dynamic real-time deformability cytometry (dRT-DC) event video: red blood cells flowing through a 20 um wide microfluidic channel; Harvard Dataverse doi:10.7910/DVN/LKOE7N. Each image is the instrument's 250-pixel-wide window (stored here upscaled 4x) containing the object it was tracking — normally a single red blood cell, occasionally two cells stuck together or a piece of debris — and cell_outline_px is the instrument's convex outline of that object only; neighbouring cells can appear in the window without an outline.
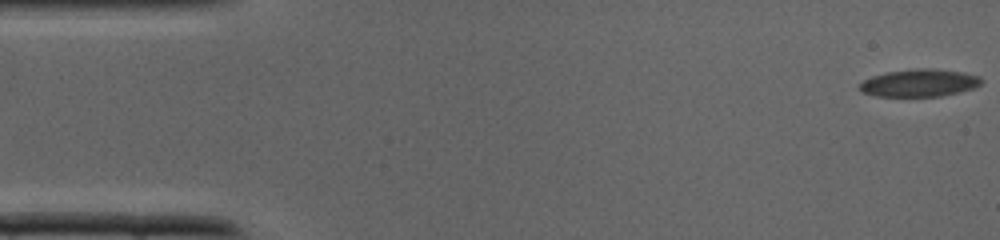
{"species": "common noctule bat (a hibernating species)", "species_latin": "Nyctalus noctula", "temperature_condition": "cold", "stored_images_in_passage": 41, "segment_of_instrument_passage": [1, 2], "camera_frame_rate_fps": 3000, "um_per_image_px": 0.085, "animal": {"sex": "male", "body_mass_g": 19.0, "forearm_length_mm": 50.8}, "frame": {"image": 1, "passage_image": 1, "time_ms": 0.0, "image_size_px": [1000, 240], "cell_outline_px": [[980, 84], [972, 88], [940, 96], [876, 96], [864, 92], [860, 88], [860, 84], [864, 80], [872, 76], [888, 72], [916, 68], [932, 68], [964, 72], [980, 76]], "centroid_in_image_um": [78.14, 7.03], "position_along_channel_um": 6.9, "area_um2": 19.19}}
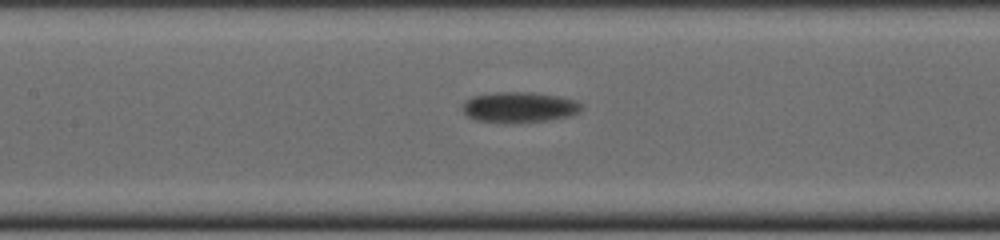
{"frame": {"image": 2, "passage_image": 18, "time_ms": 5.667, "image_size_px": [1000, 240], "cell_outline_px": [[580, 108], [576, 112], [564, 116], [548, 120], [480, 120], [468, 116], [464, 112], [464, 100], [472, 96], [496, 92], [532, 92], [556, 96], [572, 100], [580, 104]], "centroid_in_image_um": [44.08, 9.05], "position_along_channel_um": 163.3, "area_um2": 19.77}}
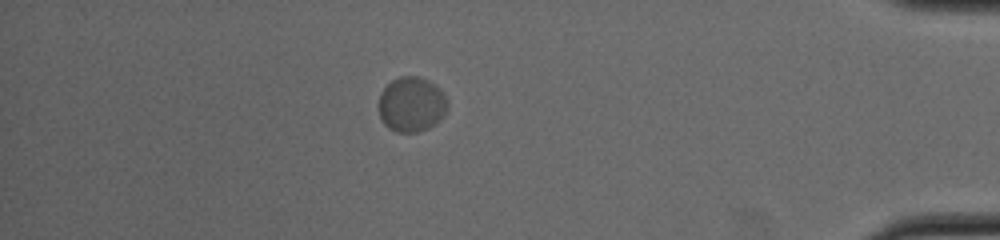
{"frame": {"image": 3, "passage_image": 35, "time_ms": 11.333, "image_size_px": [1000, 240], "cell_outline_px": [[448, 104], [440, 120], [428, 128], [416, 132], [396, 132], [388, 128], [384, 124], [380, 116], [380, 92], [392, 80], [400, 76], [416, 76], [428, 80], [440, 88]], "centroid_in_image_um": [34.97, 8.87], "position_along_channel_um": 400.2, "area_um2": 21.85}}